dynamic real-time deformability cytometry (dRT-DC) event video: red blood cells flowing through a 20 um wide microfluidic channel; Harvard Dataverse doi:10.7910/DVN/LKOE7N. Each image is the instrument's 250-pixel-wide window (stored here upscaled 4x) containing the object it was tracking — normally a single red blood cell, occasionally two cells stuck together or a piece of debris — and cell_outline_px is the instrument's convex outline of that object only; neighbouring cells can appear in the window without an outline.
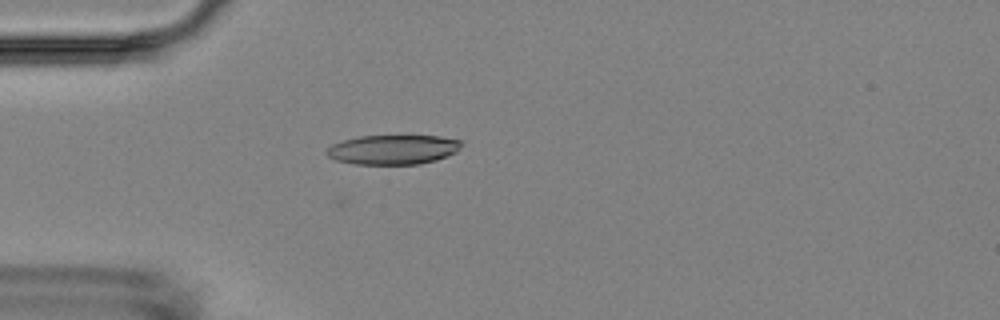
{"species": "Egyptian fruit bat (a non-hibernating species)", "species_latin": "Rousettus aegyptiacus", "temperature_condition": "room temperature", "stored_images_in_passage": 43, "camera_frame_rate_fps": 3000, "um_per_image_px": 0.085, "animal": {"sex": "female"}, "frame": {"image": 1, "passage_image": 3, "time_ms": 0.667, "image_size_px": [1000, 320], "cell_outline_px": [[460, 148], [456, 152], [436, 160], [420, 164], [356, 164], [336, 160], [328, 156], [324, 152], [332, 144], [344, 140], [360, 136], [440, 136], [460, 140]], "centroid_in_image_um": [33.39, 12.72], "position_along_channel_um": 51.6, "area_um2": 23.06}}
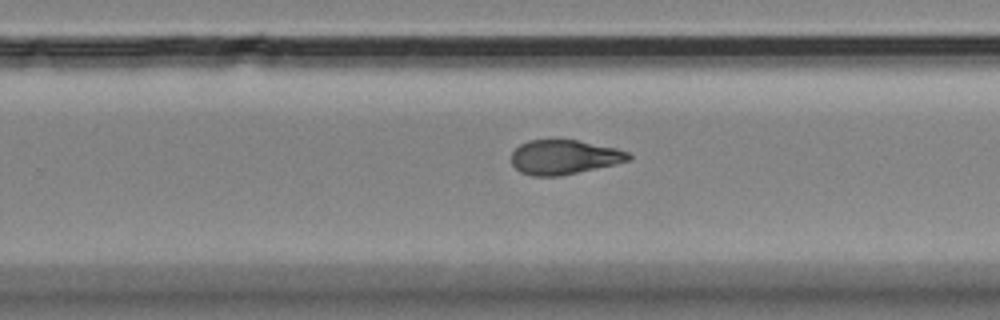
{"frame": {"image": 2, "passage_image": 23, "time_ms": 7.333, "image_size_px": [1000, 320], "cell_outline_px": [[632, 160], [560, 176], [532, 176], [520, 172], [512, 164], [512, 152], [520, 144], [528, 140], [576, 140], [616, 148], [628, 152], [632, 156]], "centroid_in_image_um": [47.94, 13.36], "position_along_channel_um": 281.9, "area_um2": 23.41}}
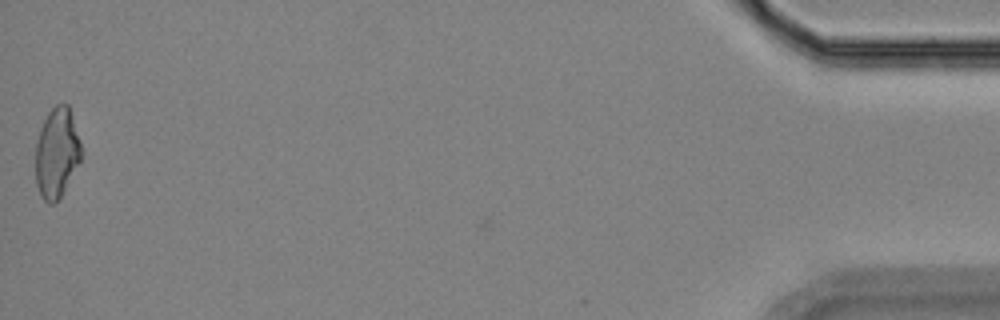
{"frame": {"image": 3, "passage_image": 43, "time_ms": 14.0, "image_size_px": [1000, 320], "cell_outline_px": [[80, 160], [60, 200], [52, 204], [48, 204], [40, 196], [36, 184], [36, 144], [40, 128], [48, 112], [56, 104], [68, 104], [72, 116], [80, 144]], "centroid_in_image_um": [4.8, 13.04], "position_along_channel_um": 430.4, "area_um2": 23.81}, "authors_computed_cell_mechanics": {"area_um2": 24.1604, "velocity_mm_per_s": 3.5962, "shape_relaxation_time_tau1_ms": 6.5043, "shape_relaxation_time_tau2_ms": 4.4479, "deformation_change_tau1": 0.1737, "deformation_change_tau2": 0.1124}}